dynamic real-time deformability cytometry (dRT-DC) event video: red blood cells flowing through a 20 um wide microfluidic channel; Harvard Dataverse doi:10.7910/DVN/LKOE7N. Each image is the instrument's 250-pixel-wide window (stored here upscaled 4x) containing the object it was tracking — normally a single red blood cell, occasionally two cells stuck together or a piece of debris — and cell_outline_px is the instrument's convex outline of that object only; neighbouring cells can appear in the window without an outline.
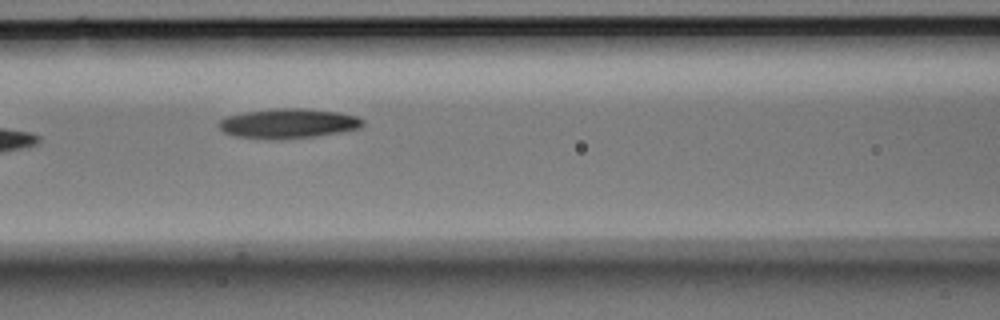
{"species": "Egyptian fruit bat (a non-hibernating species)", "species_latin": "Rousettus aegyptiacus", "temperature_condition": "room temperature", "stored_images_in_passage": 7, "camera_frame_rate_fps": 3000, "um_per_image_px": 0.085, "animal": {"sex": "male"}, "frame": {"image": 1, "passage_image": 6, "time_ms": 1.667, "image_size_px": [1000, 320], "cell_outline_px": [[364, 124], [360, 128], [340, 132], [312, 136], [268, 140], [236, 136], [224, 132], [216, 124], [224, 116], [244, 112], [272, 108], [304, 108], [340, 112], [356, 116], [364, 120]], "centroid_in_image_um": [24.46, 10.48], "position_along_channel_um": 142.1, "area_um2": 25.09}}
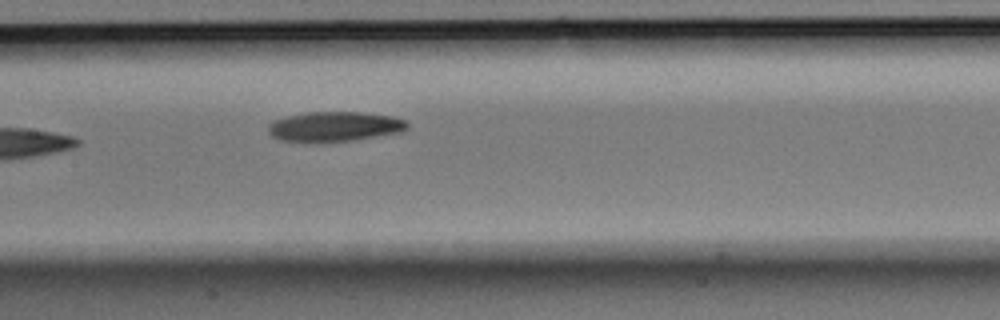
{"frame": {"image": 2, "passage_image": 7, "time_ms": 2.0, "image_size_px": [1000, 320], "cell_outline_px": [[408, 128], [400, 132], [352, 140], [324, 144], [308, 144], [280, 140], [272, 136], [268, 132], [268, 124], [272, 120], [284, 116], [308, 112], [360, 112], [392, 116], [404, 120], [408, 124]], "centroid_in_image_um": [28.34, 10.79], "position_along_channel_um": 179.1, "area_um2": 24.91}}